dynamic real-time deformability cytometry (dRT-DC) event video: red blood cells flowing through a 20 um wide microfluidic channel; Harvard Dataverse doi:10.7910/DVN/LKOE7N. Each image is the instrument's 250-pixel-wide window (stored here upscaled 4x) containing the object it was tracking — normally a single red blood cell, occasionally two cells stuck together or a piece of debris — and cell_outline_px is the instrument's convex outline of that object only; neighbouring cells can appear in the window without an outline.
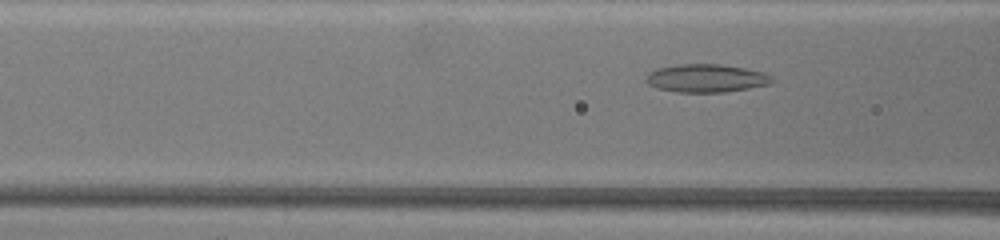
{"species": "common noctule bat (a hibernating species)", "species_latin": "Nyctalus noctula", "temperature_condition": "warm", "stored_images_in_passage": 10, "camera_frame_rate_fps": 3000, "um_per_image_px": 0.085, "animal": {"sex": "female", "body_mass_g": 19.5, "forearm_length_mm": 54.1}, "frame": {"image": 1, "passage_image": 7, "time_ms": 2.0, "image_size_px": [1000, 240], "cell_outline_px": [[776, 80], [768, 84], [748, 88], [724, 92], [676, 92], [656, 88], [648, 84], [644, 80], [648, 72], [656, 68], [680, 64], [720, 64], [744, 68], [764, 72], [772, 76]], "centroid_in_image_um": [60.0, 6.64], "position_along_channel_um": 106.6, "area_um2": 20.75}}